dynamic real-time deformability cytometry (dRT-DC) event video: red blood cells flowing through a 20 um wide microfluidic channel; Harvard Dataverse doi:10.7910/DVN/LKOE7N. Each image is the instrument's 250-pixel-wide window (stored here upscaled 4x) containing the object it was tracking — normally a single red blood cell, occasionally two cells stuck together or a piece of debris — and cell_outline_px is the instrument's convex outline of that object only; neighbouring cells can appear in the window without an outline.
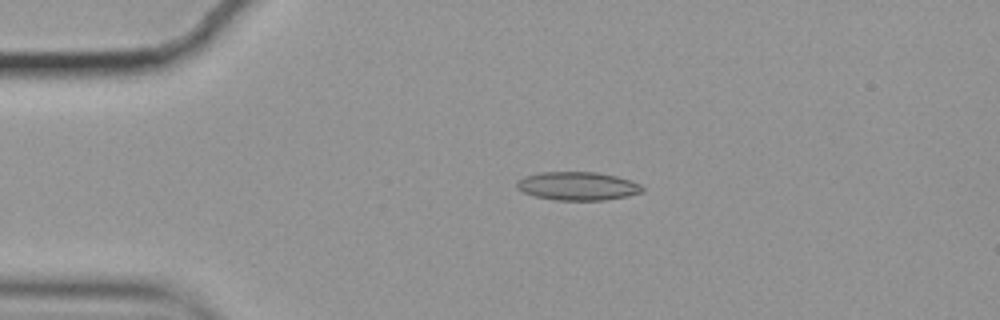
{"species": "common noctule bat (a hibernating species)", "species_latin": "Nyctalus noctula", "temperature_condition": "cold", "stored_images_in_passage": 56, "camera_frame_rate_fps": 3000, "um_per_image_px": 0.085, "animal": {"sex": "female", "body_mass_g": 19.9}, "frame": {"image": 1, "passage_image": 11, "time_ms": 3.333, "image_size_px": [1000, 320], "cell_outline_px": [[644, 192], [628, 196], [604, 200], [552, 200], [536, 196], [524, 192], [516, 188], [516, 180], [524, 176], [540, 172], [596, 172], [616, 176], [632, 180], [640, 184], [644, 188]], "centroid_in_image_um": [49.11, 15.81], "position_along_channel_um": 35.9, "area_um2": 20.98}}
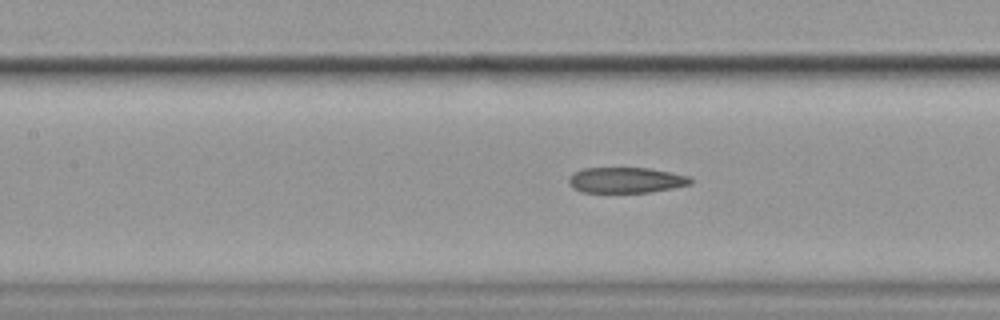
{"frame": {"image": 2, "passage_image": 24, "time_ms": 7.667, "image_size_px": [1000, 320], "cell_outline_px": [[692, 184], [672, 188], [648, 192], [580, 192], [572, 188], [568, 184], [568, 176], [572, 172], [584, 168], [648, 168], [672, 172], [688, 176], [692, 180]], "centroid_in_image_um": [53.15, 15.31], "position_along_channel_um": 154.2, "area_um2": 18.32}}
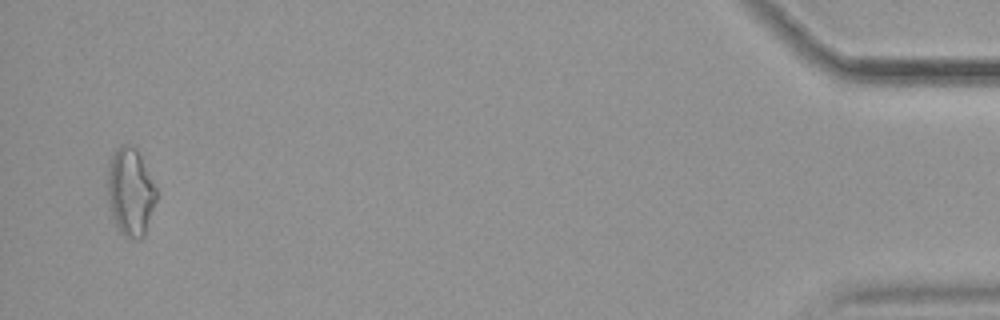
{"frame": {"image": 3, "passage_image": 54, "time_ms": 17.667, "image_size_px": [1000, 320], "cell_outline_px": [[156, 200], [144, 236], [140, 240], [136, 240], [124, 236], [120, 232], [112, 220], [108, 196], [108, 168], [112, 152], [120, 144], [128, 144], [136, 148], [156, 188]], "centroid_in_image_um": [11.06, 16.33], "position_along_channel_um": 424.1, "area_um2": 24.97}, "authors_computed_cell_mechanics": {"area_um2": 19.7098, "velocity_mm_per_s": 3.5287, "shape_relaxation_time_tau1_ms": null, "shape_relaxation_time_tau2_ms": 4.6603, "deformation_change_tau1": null, "deformation_change_tau2": 0.1603}}